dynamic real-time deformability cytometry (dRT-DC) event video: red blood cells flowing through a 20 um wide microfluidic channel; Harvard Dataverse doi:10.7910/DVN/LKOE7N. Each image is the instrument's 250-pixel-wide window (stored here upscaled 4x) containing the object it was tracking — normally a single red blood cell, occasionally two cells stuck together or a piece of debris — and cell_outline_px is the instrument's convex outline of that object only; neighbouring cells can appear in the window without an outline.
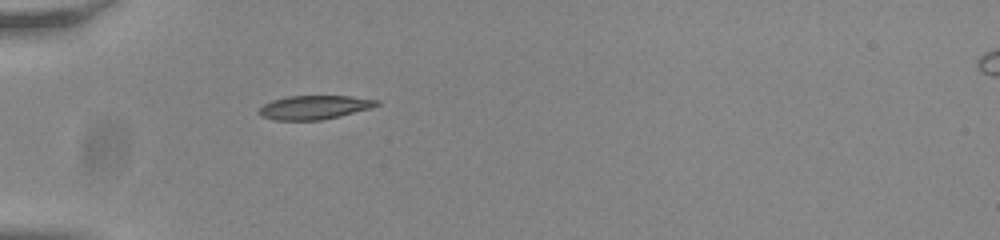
{"species": "common noctule bat (a hibernating species)", "species_latin": "Nyctalus noctula", "temperature_condition": "room temperature", "stored_images_in_passage": 38, "camera_frame_rate_fps": 3000, "um_per_image_px": 0.085, "animal": {"sex": "male", "body_mass_g": 20.0, "forearm_length_mm": 53.3}, "frame": {"image": 1, "passage_image": 1, "time_ms": 0.0, "image_size_px": [1000, 240], "cell_outline_px": [[380, 104], [372, 108], [340, 116], [320, 120], [276, 120], [260, 116], [256, 112], [264, 104], [272, 100], [288, 96], [348, 96], [380, 100]], "centroid_in_image_um": [26.72, 9.12], "position_along_channel_um": 58.3, "area_um2": 16.42}}
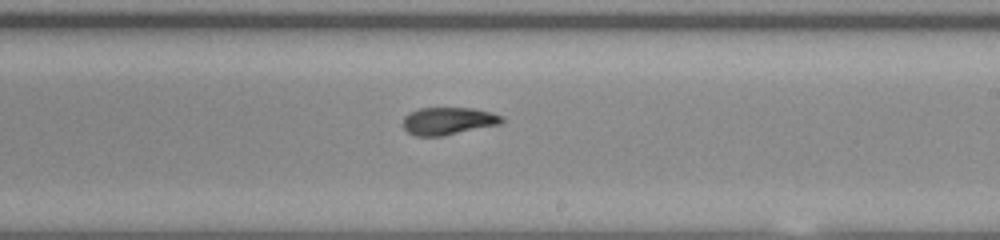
{"frame": {"image": 2, "passage_image": 17, "time_ms": 5.333, "image_size_px": [1000, 240], "cell_outline_px": [[504, 120], [500, 124], [444, 136], [416, 136], [408, 132], [404, 128], [404, 116], [408, 112], [420, 108], [472, 108], [492, 112], [500, 116]], "centroid_in_image_um": [38.08, 10.28], "position_along_channel_um": 250.9, "area_um2": 15.84}}
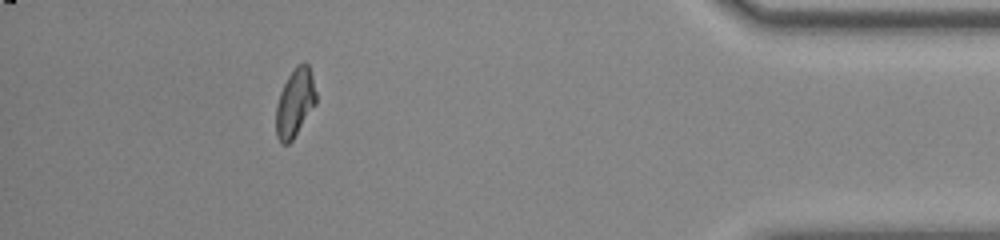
{"frame": {"image": 3, "passage_image": 33, "time_ms": 10.667, "image_size_px": [1000, 240], "cell_outline_px": [[316, 104], [292, 140], [288, 144], [280, 144], [276, 136], [276, 104], [280, 92], [288, 76], [296, 64], [304, 60], [308, 64], [312, 76], [316, 92]], "centroid_in_image_um": [25.06, 8.72], "position_along_channel_um": 410.1, "area_um2": 16.07}, "authors_computed_cell_mechanics": {"area_um2": 16.2996, "velocity_mm_per_s": 3.8158, "shape_relaxation_time_tau1_ms": 5.0359, "shape_relaxation_time_tau2_ms": 1.482, "deformation_change_tau1": 0.1793, "deformation_change_tau2": 0.0551}}